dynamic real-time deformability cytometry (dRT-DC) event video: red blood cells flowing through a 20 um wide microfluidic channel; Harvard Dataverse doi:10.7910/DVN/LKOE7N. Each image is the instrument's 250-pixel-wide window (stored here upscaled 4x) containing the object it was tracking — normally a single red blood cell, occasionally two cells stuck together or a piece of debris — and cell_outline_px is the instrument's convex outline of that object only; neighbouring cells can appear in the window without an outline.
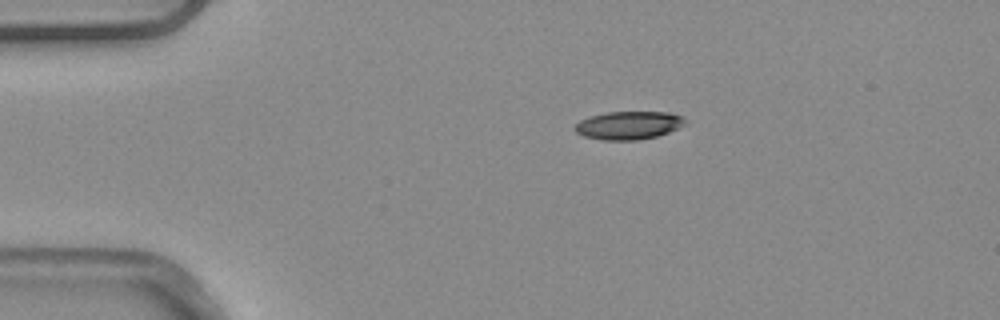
{"species": "common noctule bat (a hibernating species)", "species_latin": "Nyctalus noctula", "temperature_condition": "warm", "stored_images_in_passage": 3, "camera_frame_rate_fps": 3000, "um_per_image_px": 0.085, "animal": {"sex": "male", "body_mass_g": 20.4}, "frame": {"image": 1, "passage_image": 1, "time_ms": 0.0, "image_size_px": [1000, 320], "cell_outline_px": [[684, 124], [668, 132], [656, 136], [636, 140], [604, 140], [584, 136], [576, 132], [572, 128], [580, 120], [592, 116], [608, 112], [668, 112], [684, 116]], "centroid_in_image_um": [53.4, 10.65], "position_along_channel_um": 31.6, "area_um2": 17.86}}
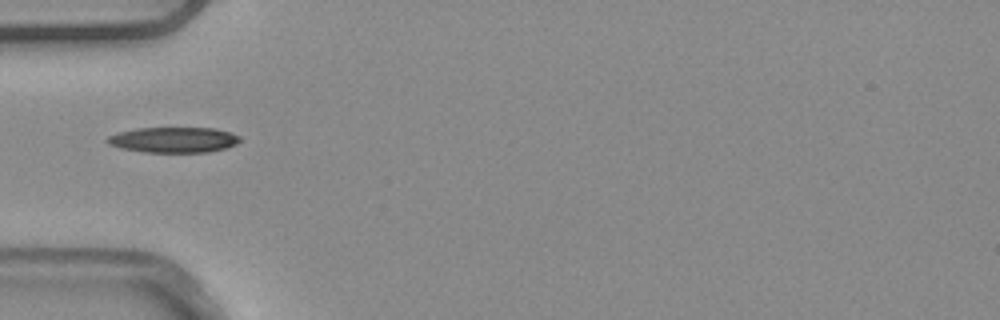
{"frame": {"image": 2, "passage_image": 3, "time_ms": 0.667, "image_size_px": [1000, 320], "cell_outline_px": [[244, 140], [236, 144], [224, 148], [208, 152], [144, 152], [120, 148], [108, 144], [104, 140], [108, 136], [116, 132], [136, 128], [216, 128], [232, 132], [240, 136]], "centroid_in_image_um": [14.75, 11.88], "position_along_channel_um": 70.2, "area_um2": 20.0}}